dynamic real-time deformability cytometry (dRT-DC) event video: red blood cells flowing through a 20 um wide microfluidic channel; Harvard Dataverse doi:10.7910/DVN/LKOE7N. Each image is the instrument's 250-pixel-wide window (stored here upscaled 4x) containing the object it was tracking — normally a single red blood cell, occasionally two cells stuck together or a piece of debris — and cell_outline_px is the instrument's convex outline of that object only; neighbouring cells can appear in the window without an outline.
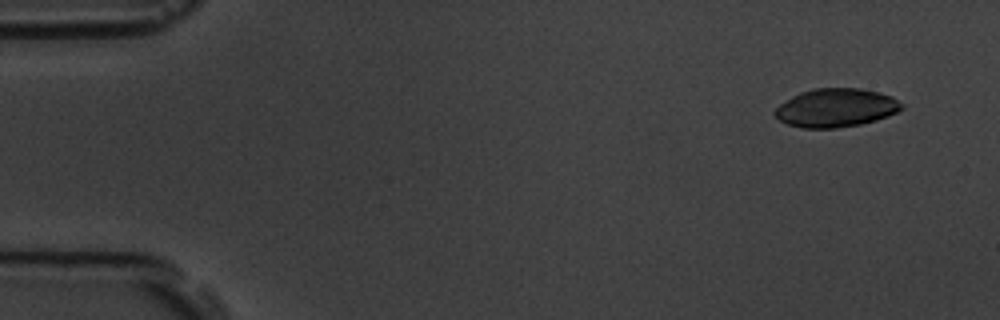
{"species": "common noctule bat (a hibernating species)", "species_latin": "Nyctalus noctula", "temperature_condition": "room temperature", "stored_images_in_passage": 5, "camera_frame_rate_fps": 3000, "um_per_image_px": 0.085, "animal": {"sex": "male", "body_mass_g": 19.5, "forearm_length_mm": 54.6}, "frame": {"image": 1, "passage_image": 2, "time_ms": 1.0, "image_size_px": [1000, 320], "cell_outline_px": [[904, 108], [888, 116], [876, 120], [860, 124], [836, 128], [804, 128], [788, 124], [780, 120], [772, 112], [780, 104], [792, 96], [800, 92], [816, 88], [860, 88], [892, 96], [904, 104]], "centroid_in_image_um": [71.07, 9.16], "position_along_channel_um": 13.9, "area_um2": 28.38}}
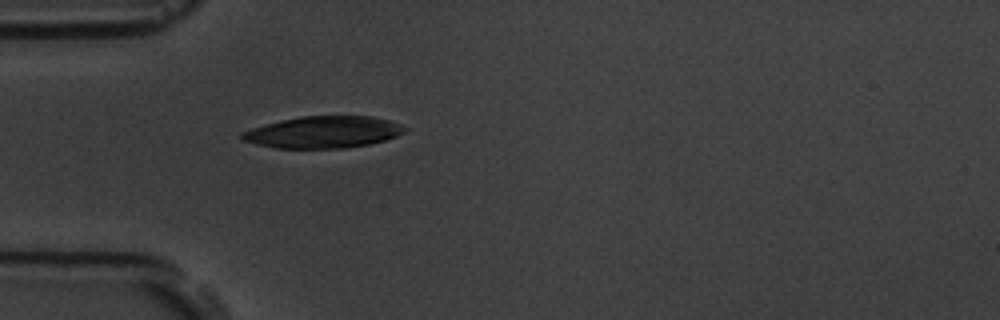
{"frame": {"image": 2, "passage_image": 5, "time_ms": 5.333, "image_size_px": [1000, 320], "cell_outline_px": [[408, 128], [404, 132], [396, 136], [384, 140], [368, 144], [344, 148], [272, 148], [256, 144], [244, 140], [240, 136], [240, 132], [252, 128], [300, 116], [372, 116], [388, 120], [400, 124]], "centroid_in_image_um": [27.49, 11.23], "position_along_channel_um": 57.5, "area_um2": 29.94}}